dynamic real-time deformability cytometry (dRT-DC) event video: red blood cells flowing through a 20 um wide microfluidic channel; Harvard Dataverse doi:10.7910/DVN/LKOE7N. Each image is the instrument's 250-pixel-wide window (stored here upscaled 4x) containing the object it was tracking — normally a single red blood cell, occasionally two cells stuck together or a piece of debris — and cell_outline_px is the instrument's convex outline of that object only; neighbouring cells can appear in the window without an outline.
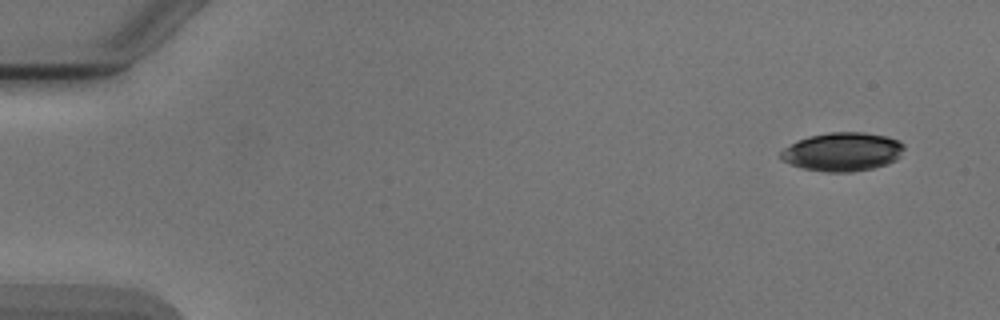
{"species": "Egyptian fruit bat (a non-hibernating species)", "species_latin": "Rousettus aegyptiacus", "temperature_condition": "cold", "stored_images_in_passage": 6, "camera_frame_rate_fps": 3000, "um_per_image_px": 0.085, "animal": {"sex": "male"}, "frame": {"image": 1, "passage_image": 1, "time_ms": 0.0, "image_size_px": [1000, 320], "cell_outline_px": [[904, 148], [900, 156], [896, 160], [888, 164], [872, 168], [852, 172], [828, 172], [804, 168], [792, 164], [784, 160], [780, 156], [780, 152], [784, 148], [808, 136], [832, 132], [864, 132], [888, 136], [900, 140], [904, 144]], "centroid_in_image_um": [71.68, 12.89], "position_along_channel_um": 13.3, "area_um2": 27.69}}
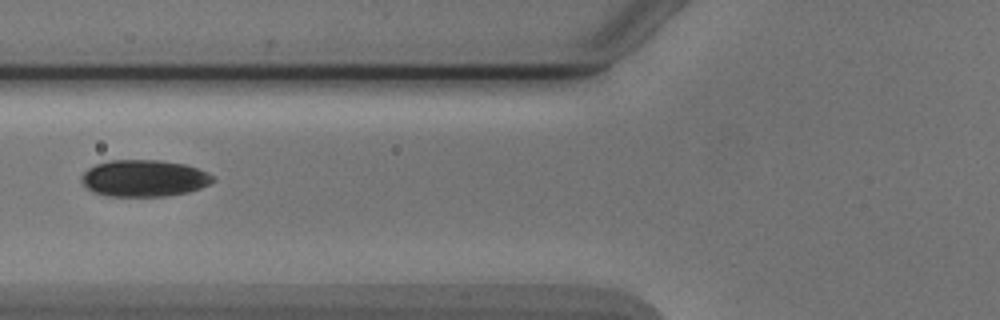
{"frame": {"image": 2, "passage_image": 6, "time_ms": 6.0, "image_size_px": [1000, 320], "cell_outline_px": [[216, 180], [200, 188], [188, 192], [164, 196], [108, 196], [92, 192], [80, 180], [80, 176], [88, 168], [96, 164], [112, 160], [160, 160], [184, 164], [208, 172]], "centroid_in_image_um": [12.23, 15.15], "position_along_channel_um": 113.6, "area_um2": 28.09}}